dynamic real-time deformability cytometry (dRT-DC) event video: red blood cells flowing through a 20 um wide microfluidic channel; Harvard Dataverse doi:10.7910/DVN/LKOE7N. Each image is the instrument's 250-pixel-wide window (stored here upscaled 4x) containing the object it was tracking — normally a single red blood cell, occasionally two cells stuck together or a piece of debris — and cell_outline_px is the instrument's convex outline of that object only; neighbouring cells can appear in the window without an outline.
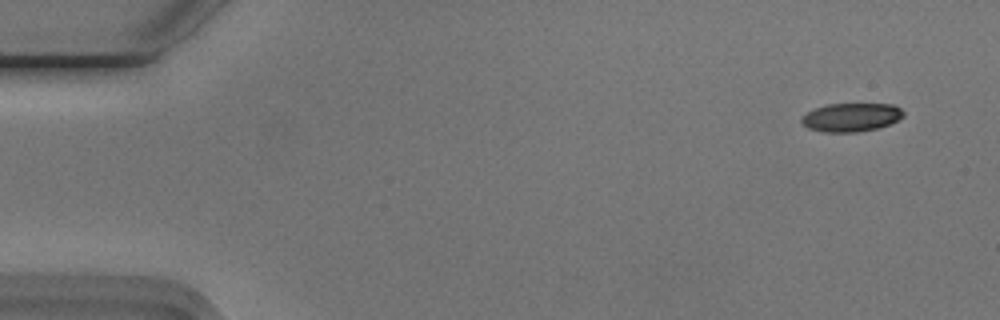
{"species": "Egyptian fruit bat (a non-hibernating species)", "species_latin": "Rousettus aegyptiacus", "temperature_condition": "cold", "stored_images_in_passage": 12, "camera_frame_rate_fps": 3000, "um_per_image_px": 0.085, "animal": {"sex": "male"}, "frame": {"image": 1, "passage_image": 1, "time_ms": 0.0, "image_size_px": [1000, 320], "cell_outline_px": [[904, 116], [888, 124], [876, 128], [856, 132], [824, 132], [808, 128], [800, 120], [800, 116], [816, 108], [828, 104], [892, 104], [900, 108], [904, 112]], "centroid_in_image_um": [72.33, 9.96], "position_along_channel_um": 12.7, "area_um2": 16.76}}